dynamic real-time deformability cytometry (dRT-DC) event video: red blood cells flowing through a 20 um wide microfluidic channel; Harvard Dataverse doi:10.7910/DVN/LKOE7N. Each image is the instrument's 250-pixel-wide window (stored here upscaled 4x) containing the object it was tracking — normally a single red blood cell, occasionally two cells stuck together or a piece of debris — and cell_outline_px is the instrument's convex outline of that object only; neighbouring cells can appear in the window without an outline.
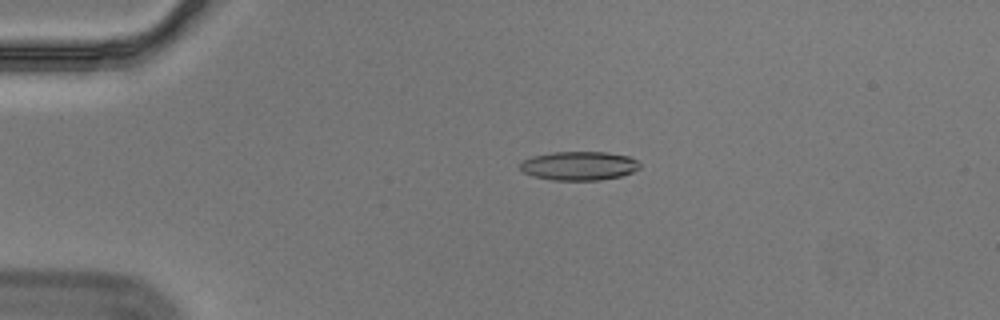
{"species": "Egyptian fruit bat (a non-hibernating species)", "species_latin": "Rousettus aegyptiacus", "temperature_condition": "cold", "stored_images_in_passage": 46, "camera_frame_rate_fps": 3000, "um_per_image_px": 0.085, "animal": {"sex": "male"}, "frame": {"image": 1, "passage_image": 2, "time_ms": 0.333, "image_size_px": [1000, 320], "cell_outline_px": [[640, 168], [632, 172], [620, 176], [600, 180], [552, 180], [532, 176], [524, 172], [520, 168], [520, 164], [524, 160], [532, 156], [552, 152], [608, 152], [628, 156], [636, 160], [640, 164]], "centroid_in_image_um": [49.22, 14.09], "position_along_channel_um": 35.8, "area_um2": 20.11}}
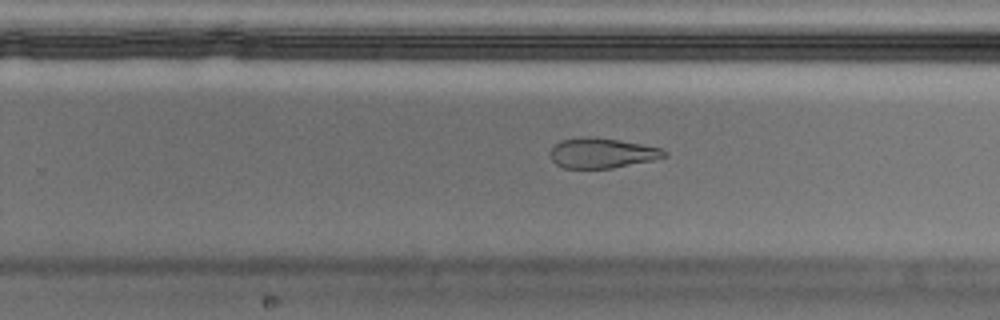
{"frame": {"image": 2, "passage_image": 26, "time_ms": 8.333, "image_size_px": [1000, 320], "cell_outline_px": [[668, 156], [652, 160], [612, 168], [564, 168], [556, 164], [552, 160], [548, 152], [560, 140], [588, 136], [596, 136], [620, 140], [660, 148], [668, 152]], "centroid_in_image_um": [51.15, 13.0], "position_along_channel_um": 278.7, "area_um2": 20.06}}
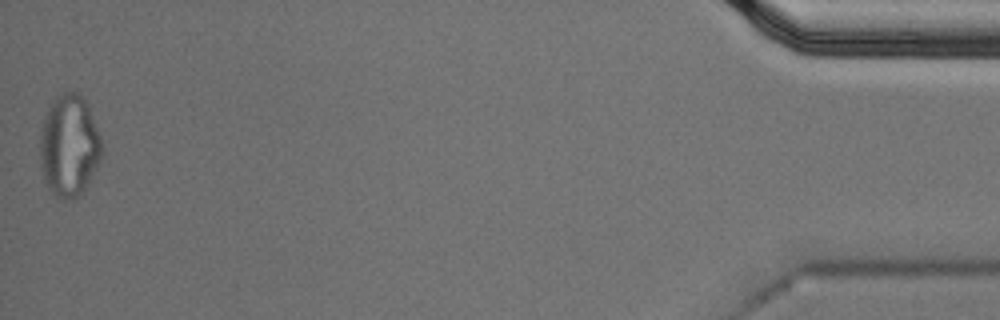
{"frame": {"image": 3, "passage_image": 46, "time_ms": 15.0, "image_size_px": [1000, 320], "cell_outline_px": [[104, 152], [88, 184], [72, 200], [60, 200], [48, 188], [44, 180], [40, 164], [40, 128], [44, 116], [52, 100], [56, 96], [64, 92], [76, 92], [88, 104], [100, 136], [104, 148]], "centroid_in_image_um": [5.87, 12.39], "position_along_channel_um": 429.3, "area_um2": 37.05}, "authors_computed_cell_mechanics": {"area_um2": 21.3571, "velocity_mm_per_s": 3.5649, "shape_relaxation_time_tau1_ms": null, "shape_relaxation_time_tau2_ms": 4.407, "deformation_change_tau1": null, "deformation_change_tau2": 0.1434}}